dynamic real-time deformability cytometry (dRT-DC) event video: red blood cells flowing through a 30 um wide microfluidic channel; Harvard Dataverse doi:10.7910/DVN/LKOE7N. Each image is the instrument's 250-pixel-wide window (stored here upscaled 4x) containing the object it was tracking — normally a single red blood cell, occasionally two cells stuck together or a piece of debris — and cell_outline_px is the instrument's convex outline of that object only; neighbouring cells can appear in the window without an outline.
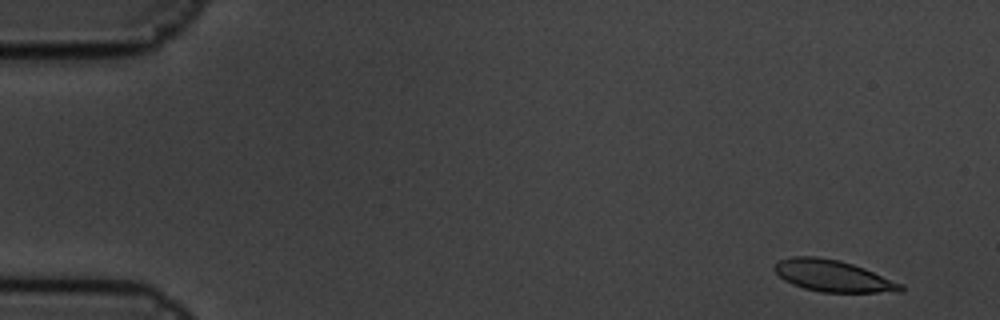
{"species": "common noctule bat (a hibernating species)", "species_latin": "Nyctalus noctula", "temperature_condition": "cold", "stored_images_in_passage": 5, "camera_frame_rate_fps": 3000, "um_per_image_px": 0.085, "animal": {"sex": "male", "body_mass_g": 19.5, "forearm_length_mm": 54.6}, "frame": {"image": 1, "passage_image": 1, "time_ms": 0.0, "image_size_px": [1000, 320], "cell_outline_px": [[904, 292], [820, 292], [804, 288], [792, 284], [784, 280], [772, 268], [780, 260], [792, 256], [816, 256], [840, 260], [864, 268], [904, 284]], "centroid_in_image_um": [70.82, 23.45], "position_along_channel_um": 14.2, "area_um2": 23.29}}
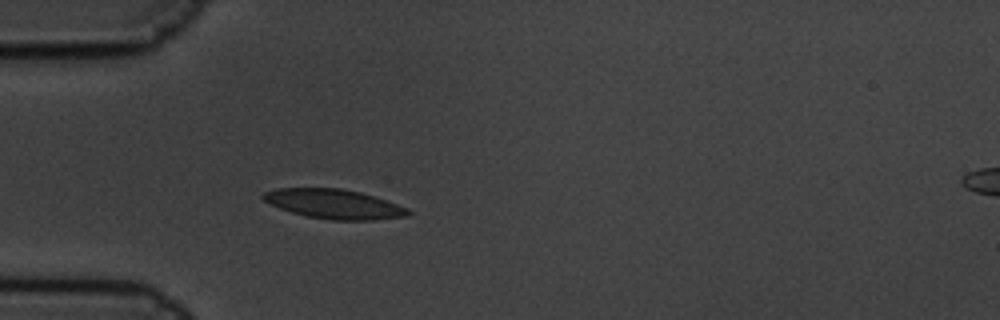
{"frame": {"image": 2, "passage_image": 5, "time_ms": 1.333, "image_size_px": [1000, 320], "cell_outline_px": [[412, 212], [408, 216], [372, 220], [332, 220], [308, 216], [292, 212], [280, 208], [264, 200], [260, 196], [264, 192], [276, 188], [340, 188], [360, 192], [408, 208]], "centroid_in_image_um": [28.39, 17.34], "position_along_channel_um": 56.6, "area_um2": 24.62}}